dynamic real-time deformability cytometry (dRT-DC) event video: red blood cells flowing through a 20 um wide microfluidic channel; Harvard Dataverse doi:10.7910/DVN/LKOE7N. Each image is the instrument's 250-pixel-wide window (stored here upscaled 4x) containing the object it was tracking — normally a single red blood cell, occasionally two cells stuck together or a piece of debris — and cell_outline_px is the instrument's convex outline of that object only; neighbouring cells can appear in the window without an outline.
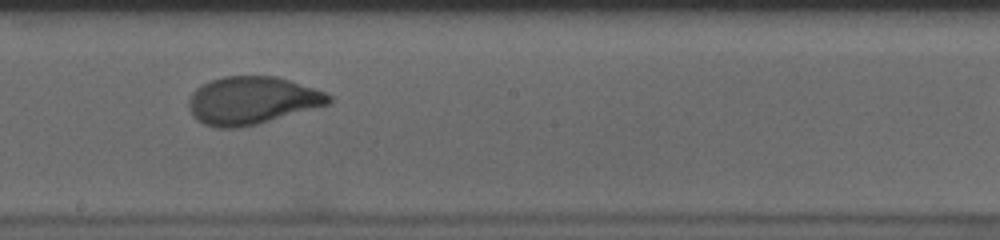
{"species": "human", "species_latin": "Homo sapiens", "temperature_condition": "cold", "stored_images_in_passage": 38, "camera_frame_rate_fps": 3000, "um_per_image_px": 0.085, "donor": {"sex": "male"}, "frame": {"image": 1, "passage_image": 23, "time_ms": 7.333, "image_size_px": [1000, 240], "cell_outline_px": [[332, 104], [256, 124], [236, 128], [216, 128], [204, 124], [196, 120], [192, 116], [188, 108], [188, 100], [192, 92], [196, 88], [212, 80], [224, 76], [276, 76], [324, 92], [332, 96]], "centroid_in_image_um": [21.4, 8.55], "position_along_channel_um": 226.8, "area_um2": 38.96}}
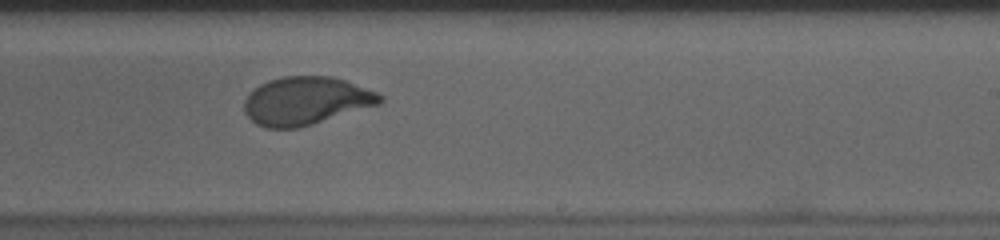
{"frame": {"image": 2, "passage_image": 26, "time_ms": 8.333, "image_size_px": [1000, 240], "cell_outline_px": [[384, 100], [380, 104], [312, 124], [296, 128], [264, 128], [256, 124], [244, 112], [244, 100], [260, 84], [268, 80], [284, 76], [332, 76], [344, 80], [376, 92], [384, 96]], "centroid_in_image_um": [26.0, 8.57], "position_along_channel_um": 263.0, "area_um2": 37.8}}
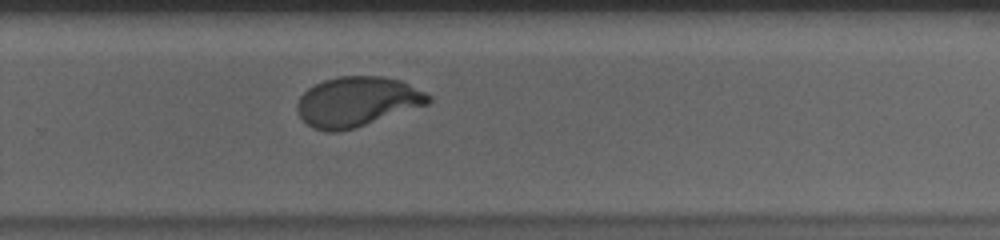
{"frame": {"image": 3, "passage_image": 29, "time_ms": 9.333, "image_size_px": [1000, 240], "cell_outline_px": [[432, 100], [428, 104], [356, 128], [340, 132], [324, 132], [312, 128], [300, 116], [296, 108], [296, 104], [300, 96], [308, 88], [324, 80], [340, 76], [380, 76], [400, 80], [432, 96]], "centroid_in_image_um": [30.33, 8.66], "position_along_channel_um": 299.5, "area_um2": 38.15}}